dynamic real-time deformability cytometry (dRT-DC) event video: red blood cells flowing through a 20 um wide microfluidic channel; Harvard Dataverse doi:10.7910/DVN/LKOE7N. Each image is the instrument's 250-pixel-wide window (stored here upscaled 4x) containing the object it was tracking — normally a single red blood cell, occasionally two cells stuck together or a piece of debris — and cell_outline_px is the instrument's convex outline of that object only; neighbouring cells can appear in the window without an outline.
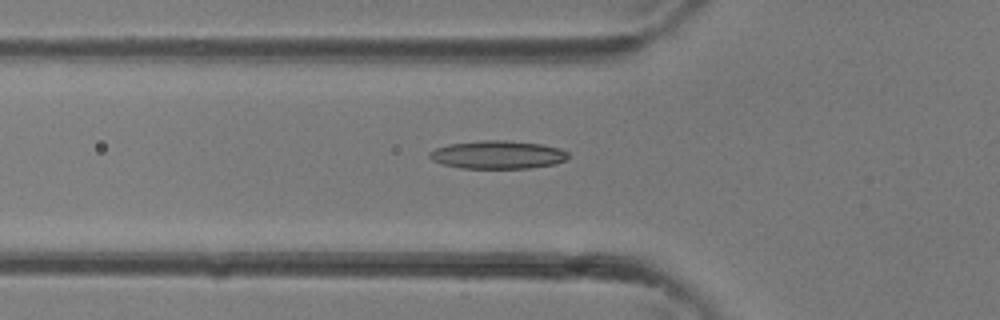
{"species": "common noctule bat (a hibernating species)", "species_latin": "Nyctalus noctula", "temperature_condition": "room temperature", "stored_images_in_passage": 35, "camera_frame_rate_fps": 3000, "um_per_image_px": 0.085, "animal": {"sex": "female"}, "frame": {"image": 1, "passage_image": 12, "time_ms": 3.667, "image_size_px": [1000, 320], "cell_outline_px": [[568, 156], [564, 160], [556, 164], [528, 168], [460, 168], [444, 164], [432, 160], [428, 156], [428, 152], [436, 148], [448, 144], [480, 140], [504, 140], [544, 144], [560, 148], [568, 152]], "centroid_in_image_um": [42.3, 13.14], "position_along_channel_um": 83.5, "area_um2": 22.83}}
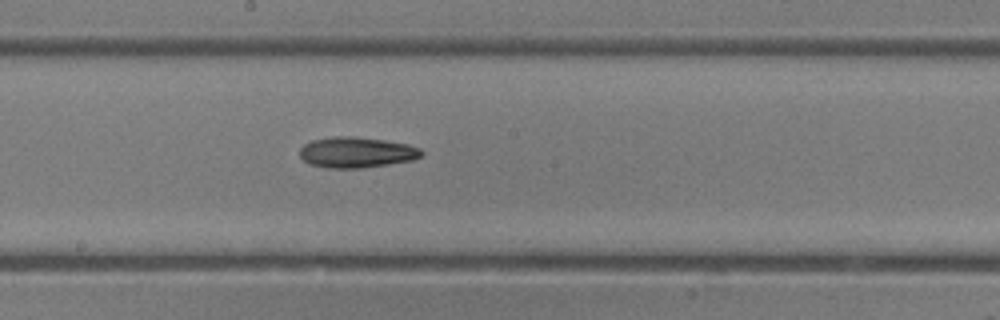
{"frame": {"image": 2, "passage_image": 19, "time_ms": 6.0, "image_size_px": [1000, 320], "cell_outline_px": [[424, 152], [420, 156], [412, 160], [388, 164], [360, 168], [328, 168], [308, 164], [300, 156], [300, 148], [304, 144], [312, 140], [332, 136], [352, 136], [384, 140], [408, 144], [420, 148]], "centroid_in_image_um": [30.28, 12.94], "position_along_channel_um": 217.9, "area_um2": 21.79}}
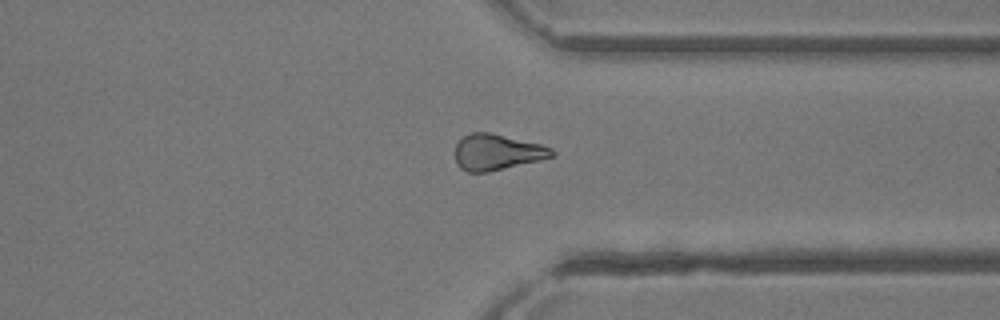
{"frame": {"image": 3, "passage_image": 27, "time_ms": 8.667, "image_size_px": [1000, 320], "cell_outline_px": [[556, 156], [540, 160], [488, 172], [468, 172], [460, 168], [456, 164], [456, 144], [464, 136], [472, 132], [492, 132], [540, 144], [552, 148], [556, 152]], "centroid_in_image_um": [42.27, 12.93], "position_along_channel_um": 369.1, "area_um2": 20.35}}